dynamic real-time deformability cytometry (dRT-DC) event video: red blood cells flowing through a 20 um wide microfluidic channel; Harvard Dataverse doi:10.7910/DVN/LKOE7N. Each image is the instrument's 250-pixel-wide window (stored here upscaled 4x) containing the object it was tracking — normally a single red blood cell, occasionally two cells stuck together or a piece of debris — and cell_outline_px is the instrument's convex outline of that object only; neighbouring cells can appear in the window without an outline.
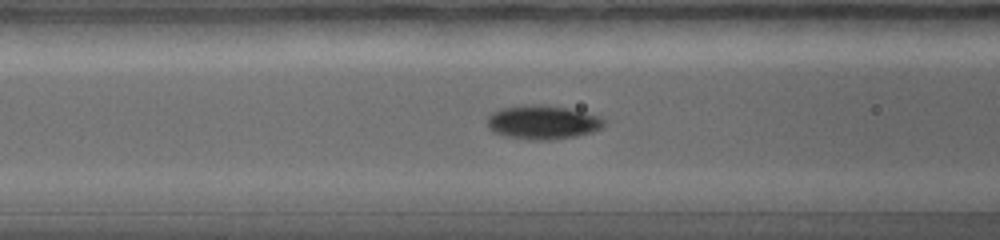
{"species": "common noctule bat (a hibernating species)", "species_latin": "Nyctalus noctula", "temperature_condition": "warm", "stored_images_in_passage": 30, "camera_frame_rate_fps": 5000, "um_per_image_px": 0.085, "animal": {"sex": "female", "body_mass_g": 19.0, "forearm_length_mm": 56.7}, "frame": {"image": 1, "passage_image": 10, "time_ms": 2.4, "image_size_px": [1000, 240], "cell_outline_px": [[604, 124], [600, 128], [592, 132], [576, 136], [552, 140], [528, 140], [504, 136], [492, 132], [488, 128], [488, 116], [492, 112], [500, 108], [524, 104], [544, 104], [568, 108], [600, 116], [604, 120]], "centroid_in_image_um": [46.09, 10.39], "position_along_channel_um": 120.5, "area_um2": 23.41}}
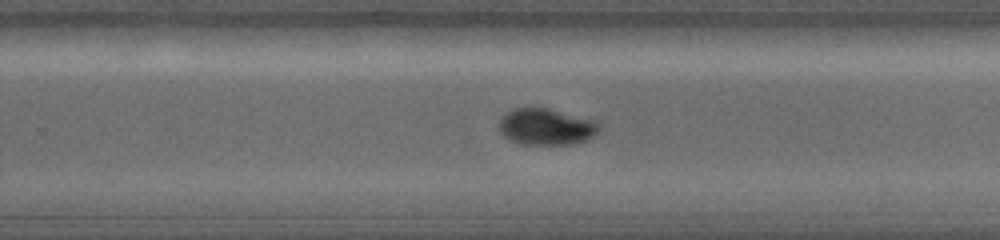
{"frame": {"image": 2, "passage_image": 19, "time_ms": 4.8, "image_size_px": [1000, 240], "cell_outline_px": [[600, 132], [596, 136], [588, 140], [572, 144], [520, 144], [504, 136], [496, 128], [496, 124], [504, 112], [512, 108], [548, 108], [592, 120], [600, 124]], "centroid_in_image_um": [46.39, 10.78], "position_along_channel_um": 283.4, "area_um2": 21.62}}
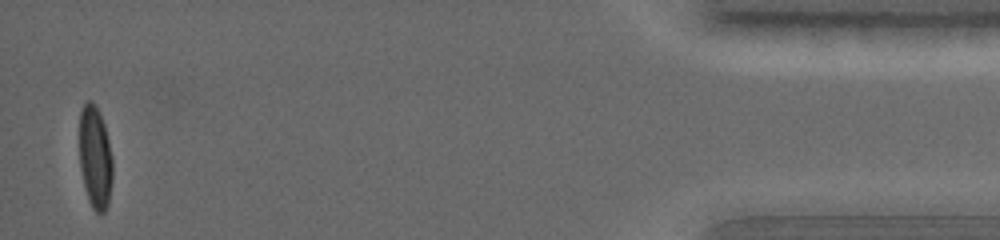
{"frame": {"image": 3, "passage_image": 30, "time_ms": 8.4, "image_size_px": [1000, 240], "cell_outline_px": [[112, 180], [108, 204], [104, 212], [96, 212], [92, 208], [88, 200], [80, 168], [80, 108], [88, 100], [92, 100], [96, 104], [100, 112], [104, 124], [112, 156]], "centroid_in_image_um": [8.09, 13.34], "position_along_channel_um": 427.1, "area_um2": 19.94}}